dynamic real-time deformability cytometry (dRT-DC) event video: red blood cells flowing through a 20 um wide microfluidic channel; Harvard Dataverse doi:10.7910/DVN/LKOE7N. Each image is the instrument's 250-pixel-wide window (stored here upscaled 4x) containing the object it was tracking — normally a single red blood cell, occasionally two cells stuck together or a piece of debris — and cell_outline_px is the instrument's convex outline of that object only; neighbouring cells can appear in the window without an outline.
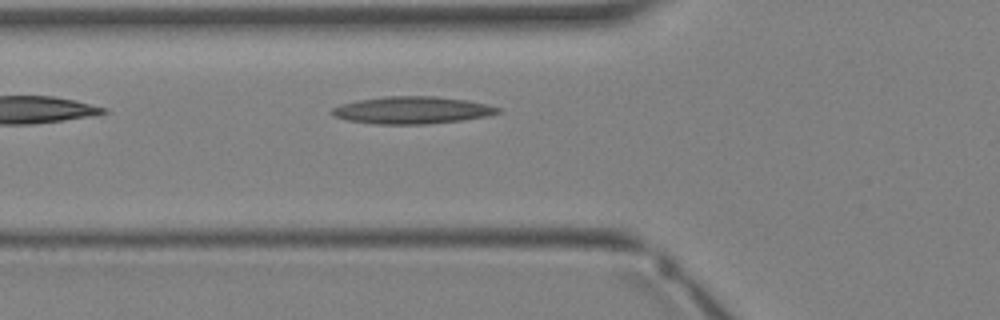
{"species": "Egyptian fruit bat (a non-hibernating species)", "species_latin": "Rousettus aegyptiacus", "temperature_condition": "warm", "stored_images_in_passage": 3, "camera_frame_rate_fps": 3000, "um_per_image_px": 0.085, "animal": {"sex": "female"}, "frame": {"image": 1, "passage_image": 3, "time_ms": 2.333, "image_size_px": [1000, 320], "cell_outline_px": [[504, 112], [488, 116], [460, 120], [428, 124], [376, 124], [348, 120], [332, 116], [328, 112], [332, 108], [340, 104], [360, 100], [384, 96], [432, 96], [464, 100], [484, 104], [500, 108]], "centroid_in_image_um": [34.99, 9.37], "position_along_channel_um": 90.8, "area_um2": 26.3}}